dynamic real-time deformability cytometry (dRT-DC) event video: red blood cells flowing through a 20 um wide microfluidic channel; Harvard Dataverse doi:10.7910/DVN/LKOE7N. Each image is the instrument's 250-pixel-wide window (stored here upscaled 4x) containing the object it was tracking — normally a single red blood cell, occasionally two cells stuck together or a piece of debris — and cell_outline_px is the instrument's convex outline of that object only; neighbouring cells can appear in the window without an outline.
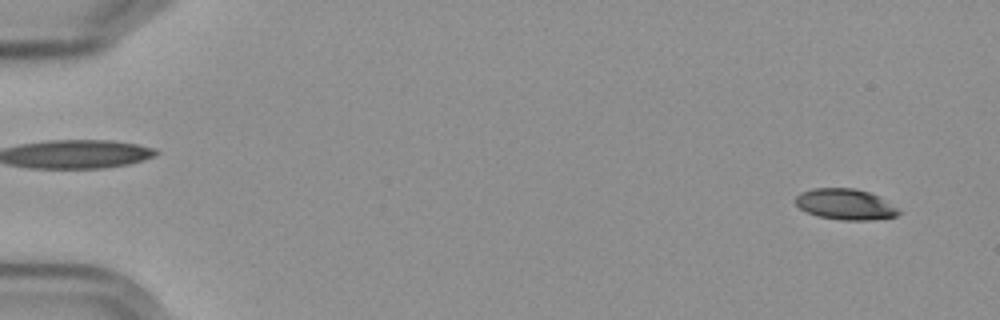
{"species": "Egyptian fruit bat (a non-hibernating species)", "species_latin": "Rousettus aegyptiacus", "temperature_condition": "cold", "stored_images_in_passage": 57, "camera_frame_rate_fps": 3000, "um_per_image_px": 0.085, "frame": {"image": 1, "passage_image": 3, "time_ms": 0.667, "image_size_px": [1000, 320], "cell_outline_px": [[900, 212], [896, 216], [868, 220], [840, 220], [820, 216], [808, 212], [800, 208], [796, 204], [796, 196], [800, 192], [812, 188], [856, 188], [880, 196], [896, 208]], "centroid_in_image_um": [71.83, 17.35], "position_along_channel_um": 13.2, "area_um2": 18.38}}
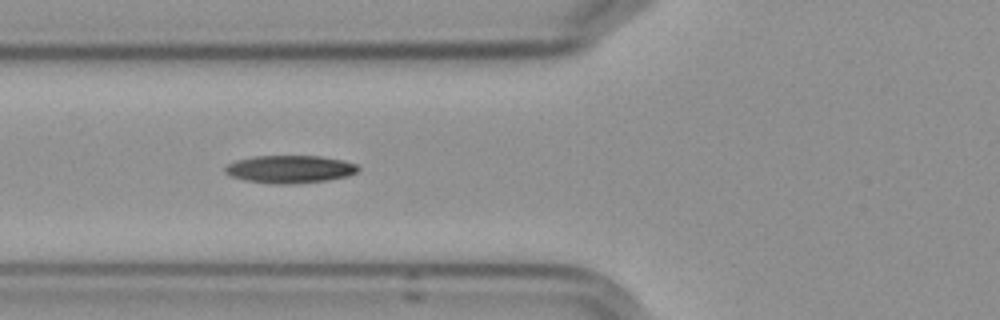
{"frame": {"image": 2, "passage_image": 22, "time_ms": 7.0, "image_size_px": [1000, 320], "cell_outline_px": [[360, 168], [356, 172], [348, 176], [328, 180], [288, 184], [276, 184], [244, 180], [232, 176], [224, 172], [224, 168], [228, 164], [236, 160], [256, 156], [320, 156], [344, 160], [356, 164]], "centroid_in_image_um": [24.65, 14.38], "position_along_channel_um": 101.2, "area_um2": 21.44}}
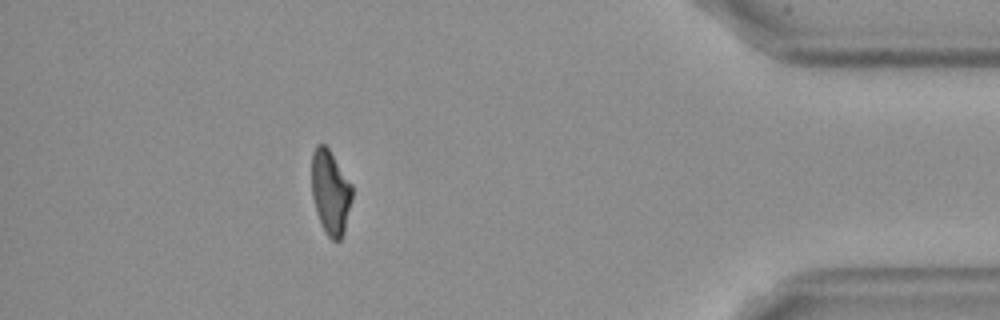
{"frame": {"image": 3, "passage_image": 51, "time_ms": 16.667, "image_size_px": [1000, 320], "cell_outline_px": [[352, 196], [344, 232], [340, 240], [332, 240], [328, 236], [316, 212], [312, 196], [312, 152], [316, 144], [324, 144], [328, 148], [352, 184]], "centroid_in_image_um": [28.08, 16.31], "position_along_channel_um": 407.1, "area_um2": 19.65}, "authors_computed_cell_mechanics": {"area_um2": 20.519, "velocity_mm_per_s": 3.599, "shape_relaxation_time_tau1_ms": 5.5834, "shape_relaxation_time_tau2_ms": 7.3181, "deformation_change_tau1": 0.185, "deformation_change_tau2": 0.1287}}